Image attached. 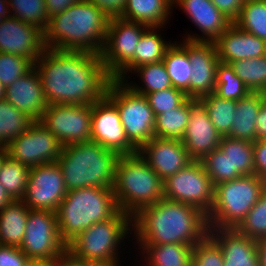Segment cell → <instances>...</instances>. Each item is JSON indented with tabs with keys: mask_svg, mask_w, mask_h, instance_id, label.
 <instances>
[{
	"mask_svg": "<svg viewBox=\"0 0 266 266\" xmlns=\"http://www.w3.org/2000/svg\"><path fill=\"white\" fill-rule=\"evenodd\" d=\"M50 104H93L106 95L110 81L100 54L50 48L34 63Z\"/></svg>",
	"mask_w": 266,
	"mask_h": 266,
	"instance_id": "6da1fadb",
	"label": "cell"
},
{
	"mask_svg": "<svg viewBox=\"0 0 266 266\" xmlns=\"http://www.w3.org/2000/svg\"><path fill=\"white\" fill-rule=\"evenodd\" d=\"M209 232L207 215L194 206L160 199L132 216V235L137 244L196 245Z\"/></svg>",
	"mask_w": 266,
	"mask_h": 266,
	"instance_id": "7a4b0ae2",
	"label": "cell"
},
{
	"mask_svg": "<svg viewBox=\"0 0 266 266\" xmlns=\"http://www.w3.org/2000/svg\"><path fill=\"white\" fill-rule=\"evenodd\" d=\"M110 17L90 0H79L50 18L44 31L46 48L100 54Z\"/></svg>",
	"mask_w": 266,
	"mask_h": 266,
	"instance_id": "3957f363",
	"label": "cell"
},
{
	"mask_svg": "<svg viewBox=\"0 0 266 266\" xmlns=\"http://www.w3.org/2000/svg\"><path fill=\"white\" fill-rule=\"evenodd\" d=\"M120 157L119 153L88 141L64 146L56 163L67 191L83 187L113 188Z\"/></svg>",
	"mask_w": 266,
	"mask_h": 266,
	"instance_id": "277c9868",
	"label": "cell"
},
{
	"mask_svg": "<svg viewBox=\"0 0 266 266\" xmlns=\"http://www.w3.org/2000/svg\"><path fill=\"white\" fill-rule=\"evenodd\" d=\"M118 211L113 188L83 187L67 191L56 211L60 238L68 245L92 224L106 221Z\"/></svg>",
	"mask_w": 266,
	"mask_h": 266,
	"instance_id": "5b68a950",
	"label": "cell"
},
{
	"mask_svg": "<svg viewBox=\"0 0 266 266\" xmlns=\"http://www.w3.org/2000/svg\"><path fill=\"white\" fill-rule=\"evenodd\" d=\"M131 226L132 217L119 210L112 218L84 230L67 245V253L89 266H122L118 250L131 236Z\"/></svg>",
	"mask_w": 266,
	"mask_h": 266,
	"instance_id": "8992f818",
	"label": "cell"
},
{
	"mask_svg": "<svg viewBox=\"0 0 266 266\" xmlns=\"http://www.w3.org/2000/svg\"><path fill=\"white\" fill-rule=\"evenodd\" d=\"M113 192L119 210L132 217L164 198V182L138 152L121 155Z\"/></svg>",
	"mask_w": 266,
	"mask_h": 266,
	"instance_id": "52a82bcc",
	"label": "cell"
},
{
	"mask_svg": "<svg viewBox=\"0 0 266 266\" xmlns=\"http://www.w3.org/2000/svg\"><path fill=\"white\" fill-rule=\"evenodd\" d=\"M265 190L266 181L257 175L216 185L213 207L207 216L209 228H236Z\"/></svg>",
	"mask_w": 266,
	"mask_h": 266,
	"instance_id": "ba28073f",
	"label": "cell"
},
{
	"mask_svg": "<svg viewBox=\"0 0 266 266\" xmlns=\"http://www.w3.org/2000/svg\"><path fill=\"white\" fill-rule=\"evenodd\" d=\"M106 96L116 105L125 134L137 149L155 136V115L145 95L134 92L124 81L112 79Z\"/></svg>",
	"mask_w": 266,
	"mask_h": 266,
	"instance_id": "9c48e42d",
	"label": "cell"
},
{
	"mask_svg": "<svg viewBox=\"0 0 266 266\" xmlns=\"http://www.w3.org/2000/svg\"><path fill=\"white\" fill-rule=\"evenodd\" d=\"M149 26L111 17L106 41L100 53L106 72L119 81L128 80L129 73L134 70V51L142 34ZM128 73V75H127Z\"/></svg>",
	"mask_w": 266,
	"mask_h": 266,
	"instance_id": "30bf717a",
	"label": "cell"
},
{
	"mask_svg": "<svg viewBox=\"0 0 266 266\" xmlns=\"http://www.w3.org/2000/svg\"><path fill=\"white\" fill-rule=\"evenodd\" d=\"M20 249L30 260L47 262L67 253V245L58 231L56 212L30 209Z\"/></svg>",
	"mask_w": 266,
	"mask_h": 266,
	"instance_id": "8fae6325",
	"label": "cell"
},
{
	"mask_svg": "<svg viewBox=\"0 0 266 266\" xmlns=\"http://www.w3.org/2000/svg\"><path fill=\"white\" fill-rule=\"evenodd\" d=\"M215 186L200 161L192 162L164 181V198L194 206L207 216L214 202Z\"/></svg>",
	"mask_w": 266,
	"mask_h": 266,
	"instance_id": "7c38bea8",
	"label": "cell"
},
{
	"mask_svg": "<svg viewBox=\"0 0 266 266\" xmlns=\"http://www.w3.org/2000/svg\"><path fill=\"white\" fill-rule=\"evenodd\" d=\"M93 104H50L40 119L61 143L69 144L91 141Z\"/></svg>",
	"mask_w": 266,
	"mask_h": 266,
	"instance_id": "4fadbf2b",
	"label": "cell"
},
{
	"mask_svg": "<svg viewBox=\"0 0 266 266\" xmlns=\"http://www.w3.org/2000/svg\"><path fill=\"white\" fill-rule=\"evenodd\" d=\"M5 148L11 159L32 168L55 163L63 146L42 123L34 121Z\"/></svg>",
	"mask_w": 266,
	"mask_h": 266,
	"instance_id": "5bb4252c",
	"label": "cell"
},
{
	"mask_svg": "<svg viewBox=\"0 0 266 266\" xmlns=\"http://www.w3.org/2000/svg\"><path fill=\"white\" fill-rule=\"evenodd\" d=\"M67 189L58 164L32 167L22 202L31 210L56 212Z\"/></svg>",
	"mask_w": 266,
	"mask_h": 266,
	"instance_id": "9a60e30c",
	"label": "cell"
},
{
	"mask_svg": "<svg viewBox=\"0 0 266 266\" xmlns=\"http://www.w3.org/2000/svg\"><path fill=\"white\" fill-rule=\"evenodd\" d=\"M91 125V141L120 155L137 153L125 134L116 105L106 95L93 103Z\"/></svg>",
	"mask_w": 266,
	"mask_h": 266,
	"instance_id": "2e32d148",
	"label": "cell"
},
{
	"mask_svg": "<svg viewBox=\"0 0 266 266\" xmlns=\"http://www.w3.org/2000/svg\"><path fill=\"white\" fill-rule=\"evenodd\" d=\"M46 50L44 31L15 17L0 24V53L23 56L35 63Z\"/></svg>",
	"mask_w": 266,
	"mask_h": 266,
	"instance_id": "e0dca14e",
	"label": "cell"
},
{
	"mask_svg": "<svg viewBox=\"0 0 266 266\" xmlns=\"http://www.w3.org/2000/svg\"><path fill=\"white\" fill-rule=\"evenodd\" d=\"M164 182L195 160L189 155L181 139L153 137L137 151Z\"/></svg>",
	"mask_w": 266,
	"mask_h": 266,
	"instance_id": "ac0fdd59",
	"label": "cell"
},
{
	"mask_svg": "<svg viewBox=\"0 0 266 266\" xmlns=\"http://www.w3.org/2000/svg\"><path fill=\"white\" fill-rule=\"evenodd\" d=\"M189 114V122L181 140L189 155L195 161H200L219 147L222 136L215 129L200 99L189 98Z\"/></svg>",
	"mask_w": 266,
	"mask_h": 266,
	"instance_id": "d6986e66",
	"label": "cell"
},
{
	"mask_svg": "<svg viewBox=\"0 0 266 266\" xmlns=\"http://www.w3.org/2000/svg\"><path fill=\"white\" fill-rule=\"evenodd\" d=\"M187 56L192 68L190 98L200 99L215 92L216 67L220 61L214 42L187 40Z\"/></svg>",
	"mask_w": 266,
	"mask_h": 266,
	"instance_id": "ffe728a7",
	"label": "cell"
},
{
	"mask_svg": "<svg viewBox=\"0 0 266 266\" xmlns=\"http://www.w3.org/2000/svg\"><path fill=\"white\" fill-rule=\"evenodd\" d=\"M175 5L179 6L184 14L186 13V16L202 33L200 35L185 34L182 37L185 40L214 42L233 23L211 0H173V7Z\"/></svg>",
	"mask_w": 266,
	"mask_h": 266,
	"instance_id": "44dd1931",
	"label": "cell"
},
{
	"mask_svg": "<svg viewBox=\"0 0 266 266\" xmlns=\"http://www.w3.org/2000/svg\"><path fill=\"white\" fill-rule=\"evenodd\" d=\"M208 235L222 251L223 266H260L257 240L236 228H209Z\"/></svg>",
	"mask_w": 266,
	"mask_h": 266,
	"instance_id": "7402d4cb",
	"label": "cell"
},
{
	"mask_svg": "<svg viewBox=\"0 0 266 266\" xmlns=\"http://www.w3.org/2000/svg\"><path fill=\"white\" fill-rule=\"evenodd\" d=\"M5 100L33 121H40L48 104L37 70L33 68L26 75L10 84L6 88Z\"/></svg>",
	"mask_w": 266,
	"mask_h": 266,
	"instance_id": "603a6c76",
	"label": "cell"
},
{
	"mask_svg": "<svg viewBox=\"0 0 266 266\" xmlns=\"http://www.w3.org/2000/svg\"><path fill=\"white\" fill-rule=\"evenodd\" d=\"M214 44L219 61L228 64L236 60L266 55V41L242 31L234 23L214 41Z\"/></svg>",
	"mask_w": 266,
	"mask_h": 266,
	"instance_id": "cb8c5ba5",
	"label": "cell"
},
{
	"mask_svg": "<svg viewBox=\"0 0 266 266\" xmlns=\"http://www.w3.org/2000/svg\"><path fill=\"white\" fill-rule=\"evenodd\" d=\"M173 10V0H126L124 10L119 17L149 27L164 28Z\"/></svg>",
	"mask_w": 266,
	"mask_h": 266,
	"instance_id": "d4e9b609",
	"label": "cell"
},
{
	"mask_svg": "<svg viewBox=\"0 0 266 266\" xmlns=\"http://www.w3.org/2000/svg\"><path fill=\"white\" fill-rule=\"evenodd\" d=\"M265 98L266 93L264 92H250L237 100L235 122L227 137L252 143L256 141V119Z\"/></svg>",
	"mask_w": 266,
	"mask_h": 266,
	"instance_id": "484cf974",
	"label": "cell"
},
{
	"mask_svg": "<svg viewBox=\"0 0 266 266\" xmlns=\"http://www.w3.org/2000/svg\"><path fill=\"white\" fill-rule=\"evenodd\" d=\"M29 211L22 200H12L0 210V245L20 248Z\"/></svg>",
	"mask_w": 266,
	"mask_h": 266,
	"instance_id": "4316f807",
	"label": "cell"
},
{
	"mask_svg": "<svg viewBox=\"0 0 266 266\" xmlns=\"http://www.w3.org/2000/svg\"><path fill=\"white\" fill-rule=\"evenodd\" d=\"M147 266H192L193 246L187 244H137Z\"/></svg>",
	"mask_w": 266,
	"mask_h": 266,
	"instance_id": "83f0119b",
	"label": "cell"
},
{
	"mask_svg": "<svg viewBox=\"0 0 266 266\" xmlns=\"http://www.w3.org/2000/svg\"><path fill=\"white\" fill-rule=\"evenodd\" d=\"M219 148L230 162V181L241 176L255 175L253 143L222 136Z\"/></svg>",
	"mask_w": 266,
	"mask_h": 266,
	"instance_id": "f1b7e54d",
	"label": "cell"
},
{
	"mask_svg": "<svg viewBox=\"0 0 266 266\" xmlns=\"http://www.w3.org/2000/svg\"><path fill=\"white\" fill-rule=\"evenodd\" d=\"M179 43V44H178ZM163 62L174 88L184 91L190 98L191 63L187 56V40L174 42L165 52Z\"/></svg>",
	"mask_w": 266,
	"mask_h": 266,
	"instance_id": "f546056e",
	"label": "cell"
},
{
	"mask_svg": "<svg viewBox=\"0 0 266 266\" xmlns=\"http://www.w3.org/2000/svg\"><path fill=\"white\" fill-rule=\"evenodd\" d=\"M159 29V30H158ZM162 27H149L141 36L134 51V69L163 61L166 50L173 44L159 34Z\"/></svg>",
	"mask_w": 266,
	"mask_h": 266,
	"instance_id": "4dcf8cb0",
	"label": "cell"
},
{
	"mask_svg": "<svg viewBox=\"0 0 266 266\" xmlns=\"http://www.w3.org/2000/svg\"><path fill=\"white\" fill-rule=\"evenodd\" d=\"M131 73H136L139 76L142 86L135 82L133 84V81L128 82L129 80H124V82L138 94L146 96L148 93L173 87L163 61L142 65L135 68Z\"/></svg>",
	"mask_w": 266,
	"mask_h": 266,
	"instance_id": "1f68e13d",
	"label": "cell"
},
{
	"mask_svg": "<svg viewBox=\"0 0 266 266\" xmlns=\"http://www.w3.org/2000/svg\"><path fill=\"white\" fill-rule=\"evenodd\" d=\"M189 98L174 110L155 116V137L182 139L189 122Z\"/></svg>",
	"mask_w": 266,
	"mask_h": 266,
	"instance_id": "d6a6232c",
	"label": "cell"
},
{
	"mask_svg": "<svg viewBox=\"0 0 266 266\" xmlns=\"http://www.w3.org/2000/svg\"><path fill=\"white\" fill-rule=\"evenodd\" d=\"M30 169L7 156L0 168V184L12 200H22L26 194Z\"/></svg>",
	"mask_w": 266,
	"mask_h": 266,
	"instance_id": "836d02e7",
	"label": "cell"
},
{
	"mask_svg": "<svg viewBox=\"0 0 266 266\" xmlns=\"http://www.w3.org/2000/svg\"><path fill=\"white\" fill-rule=\"evenodd\" d=\"M200 100L206 106L215 129L221 136H227L235 122L237 101L223 99L214 92L201 97Z\"/></svg>",
	"mask_w": 266,
	"mask_h": 266,
	"instance_id": "e575fe53",
	"label": "cell"
},
{
	"mask_svg": "<svg viewBox=\"0 0 266 266\" xmlns=\"http://www.w3.org/2000/svg\"><path fill=\"white\" fill-rule=\"evenodd\" d=\"M34 121L6 100L0 101V147H6Z\"/></svg>",
	"mask_w": 266,
	"mask_h": 266,
	"instance_id": "d590c367",
	"label": "cell"
},
{
	"mask_svg": "<svg viewBox=\"0 0 266 266\" xmlns=\"http://www.w3.org/2000/svg\"><path fill=\"white\" fill-rule=\"evenodd\" d=\"M233 23L242 31L266 41V1L244 2L239 17Z\"/></svg>",
	"mask_w": 266,
	"mask_h": 266,
	"instance_id": "8d00e7d4",
	"label": "cell"
},
{
	"mask_svg": "<svg viewBox=\"0 0 266 266\" xmlns=\"http://www.w3.org/2000/svg\"><path fill=\"white\" fill-rule=\"evenodd\" d=\"M235 74L251 92L266 93V55L230 63Z\"/></svg>",
	"mask_w": 266,
	"mask_h": 266,
	"instance_id": "74e56055",
	"label": "cell"
},
{
	"mask_svg": "<svg viewBox=\"0 0 266 266\" xmlns=\"http://www.w3.org/2000/svg\"><path fill=\"white\" fill-rule=\"evenodd\" d=\"M251 91L244 82L235 74L234 69L228 63L219 62L216 67L215 94L226 100L237 101L245 97Z\"/></svg>",
	"mask_w": 266,
	"mask_h": 266,
	"instance_id": "f35d334b",
	"label": "cell"
},
{
	"mask_svg": "<svg viewBox=\"0 0 266 266\" xmlns=\"http://www.w3.org/2000/svg\"><path fill=\"white\" fill-rule=\"evenodd\" d=\"M8 4L12 17L46 30L50 19L45 0H8Z\"/></svg>",
	"mask_w": 266,
	"mask_h": 266,
	"instance_id": "ab89813d",
	"label": "cell"
},
{
	"mask_svg": "<svg viewBox=\"0 0 266 266\" xmlns=\"http://www.w3.org/2000/svg\"><path fill=\"white\" fill-rule=\"evenodd\" d=\"M236 229L254 240L266 239V190Z\"/></svg>",
	"mask_w": 266,
	"mask_h": 266,
	"instance_id": "60d3db41",
	"label": "cell"
},
{
	"mask_svg": "<svg viewBox=\"0 0 266 266\" xmlns=\"http://www.w3.org/2000/svg\"><path fill=\"white\" fill-rule=\"evenodd\" d=\"M34 68V63L16 54L0 53V81L7 88Z\"/></svg>",
	"mask_w": 266,
	"mask_h": 266,
	"instance_id": "b9f144b4",
	"label": "cell"
},
{
	"mask_svg": "<svg viewBox=\"0 0 266 266\" xmlns=\"http://www.w3.org/2000/svg\"><path fill=\"white\" fill-rule=\"evenodd\" d=\"M200 162L214 186L230 181V162L228 156L218 147L205 155Z\"/></svg>",
	"mask_w": 266,
	"mask_h": 266,
	"instance_id": "7bdbcfd3",
	"label": "cell"
},
{
	"mask_svg": "<svg viewBox=\"0 0 266 266\" xmlns=\"http://www.w3.org/2000/svg\"><path fill=\"white\" fill-rule=\"evenodd\" d=\"M223 254L219 245L207 235L193 246L192 266H223Z\"/></svg>",
	"mask_w": 266,
	"mask_h": 266,
	"instance_id": "ee69618b",
	"label": "cell"
},
{
	"mask_svg": "<svg viewBox=\"0 0 266 266\" xmlns=\"http://www.w3.org/2000/svg\"><path fill=\"white\" fill-rule=\"evenodd\" d=\"M146 98L155 116L180 106L188 97L180 89L170 87L165 90L148 93Z\"/></svg>",
	"mask_w": 266,
	"mask_h": 266,
	"instance_id": "f6af8a7d",
	"label": "cell"
},
{
	"mask_svg": "<svg viewBox=\"0 0 266 266\" xmlns=\"http://www.w3.org/2000/svg\"><path fill=\"white\" fill-rule=\"evenodd\" d=\"M29 261L20 248L0 245V266H25Z\"/></svg>",
	"mask_w": 266,
	"mask_h": 266,
	"instance_id": "bcb514c9",
	"label": "cell"
},
{
	"mask_svg": "<svg viewBox=\"0 0 266 266\" xmlns=\"http://www.w3.org/2000/svg\"><path fill=\"white\" fill-rule=\"evenodd\" d=\"M255 175L266 181V140L253 143Z\"/></svg>",
	"mask_w": 266,
	"mask_h": 266,
	"instance_id": "7dc6e473",
	"label": "cell"
},
{
	"mask_svg": "<svg viewBox=\"0 0 266 266\" xmlns=\"http://www.w3.org/2000/svg\"><path fill=\"white\" fill-rule=\"evenodd\" d=\"M227 18L234 22L240 14L243 0H211Z\"/></svg>",
	"mask_w": 266,
	"mask_h": 266,
	"instance_id": "c3c4849f",
	"label": "cell"
},
{
	"mask_svg": "<svg viewBox=\"0 0 266 266\" xmlns=\"http://www.w3.org/2000/svg\"><path fill=\"white\" fill-rule=\"evenodd\" d=\"M98 8L104 11L110 18L119 17L126 4V0H90Z\"/></svg>",
	"mask_w": 266,
	"mask_h": 266,
	"instance_id": "681fc988",
	"label": "cell"
},
{
	"mask_svg": "<svg viewBox=\"0 0 266 266\" xmlns=\"http://www.w3.org/2000/svg\"><path fill=\"white\" fill-rule=\"evenodd\" d=\"M78 1L79 0H45L49 19L64 12Z\"/></svg>",
	"mask_w": 266,
	"mask_h": 266,
	"instance_id": "f907efd6",
	"label": "cell"
},
{
	"mask_svg": "<svg viewBox=\"0 0 266 266\" xmlns=\"http://www.w3.org/2000/svg\"><path fill=\"white\" fill-rule=\"evenodd\" d=\"M256 140H266V98L262 101L256 119Z\"/></svg>",
	"mask_w": 266,
	"mask_h": 266,
	"instance_id": "816d5d0a",
	"label": "cell"
},
{
	"mask_svg": "<svg viewBox=\"0 0 266 266\" xmlns=\"http://www.w3.org/2000/svg\"><path fill=\"white\" fill-rule=\"evenodd\" d=\"M50 266H89L73 259L68 253L50 262Z\"/></svg>",
	"mask_w": 266,
	"mask_h": 266,
	"instance_id": "f5cc1de1",
	"label": "cell"
},
{
	"mask_svg": "<svg viewBox=\"0 0 266 266\" xmlns=\"http://www.w3.org/2000/svg\"><path fill=\"white\" fill-rule=\"evenodd\" d=\"M260 266H266V239L257 241Z\"/></svg>",
	"mask_w": 266,
	"mask_h": 266,
	"instance_id": "db71d44e",
	"label": "cell"
},
{
	"mask_svg": "<svg viewBox=\"0 0 266 266\" xmlns=\"http://www.w3.org/2000/svg\"><path fill=\"white\" fill-rule=\"evenodd\" d=\"M10 16L8 0H0V24Z\"/></svg>",
	"mask_w": 266,
	"mask_h": 266,
	"instance_id": "11a10c76",
	"label": "cell"
},
{
	"mask_svg": "<svg viewBox=\"0 0 266 266\" xmlns=\"http://www.w3.org/2000/svg\"><path fill=\"white\" fill-rule=\"evenodd\" d=\"M11 201L12 199L6 193L4 187L0 184V210Z\"/></svg>",
	"mask_w": 266,
	"mask_h": 266,
	"instance_id": "9f6ffc18",
	"label": "cell"
},
{
	"mask_svg": "<svg viewBox=\"0 0 266 266\" xmlns=\"http://www.w3.org/2000/svg\"><path fill=\"white\" fill-rule=\"evenodd\" d=\"M25 266H50V262L42 260H30Z\"/></svg>",
	"mask_w": 266,
	"mask_h": 266,
	"instance_id": "6f0895ef",
	"label": "cell"
},
{
	"mask_svg": "<svg viewBox=\"0 0 266 266\" xmlns=\"http://www.w3.org/2000/svg\"><path fill=\"white\" fill-rule=\"evenodd\" d=\"M8 156L7 150L5 147H0V168L4 159Z\"/></svg>",
	"mask_w": 266,
	"mask_h": 266,
	"instance_id": "680465c9",
	"label": "cell"
},
{
	"mask_svg": "<svg viewBox=\"0 0 266 266\" xmlns=\"http://www.w3.org/2000/svg\"><path fill=\"white\" fill-rule=\"evenodd\" d=\"M5 94H6V87L5 85L0 81V101L5 100Z\"/></svg>",
	"mask_w": 266,
	"mask_h": 266,
	"instance_id": "91938a15",
	"label": "cell"
},
{
	"mask_svg": "<svg viewBox=\"0 0 266 266\" xmlns=\"http://www.w3.org/2000/svg\"><path fill=\"white\" fill-rule=\"evenodd\" d=\"M247 1H255V0H243V2H247Z\"/></svg>",
	"mask_w": 266,
	"mask_h": 266,
	"instance_id": "94428289",
	"label": "cell"
}]
</instances>
